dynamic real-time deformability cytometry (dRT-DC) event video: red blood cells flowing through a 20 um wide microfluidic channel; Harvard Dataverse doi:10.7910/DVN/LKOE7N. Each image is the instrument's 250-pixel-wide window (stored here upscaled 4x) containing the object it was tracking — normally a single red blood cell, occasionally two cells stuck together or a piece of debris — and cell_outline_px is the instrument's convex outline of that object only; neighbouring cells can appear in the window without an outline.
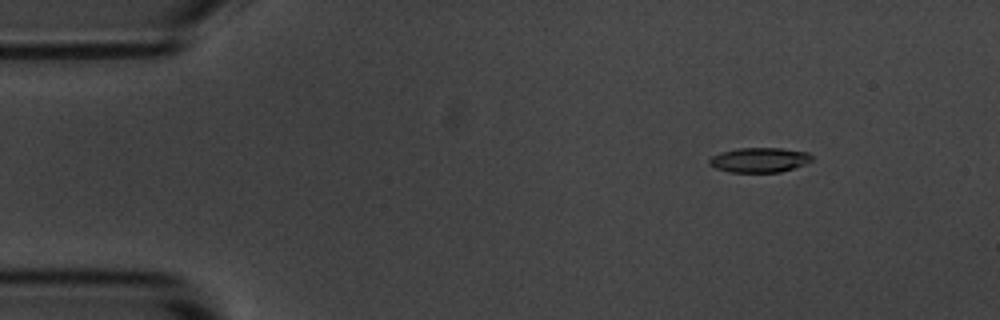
{"species": "common noctule bat (a hibernating species)", "species_latin": "Nyctalus noctula", "temperature_condition": "room temperature", "stored_images_in_passage": 11, "camera_frame_rate_fps": 3000, "um_per_image_px": 0.085, "animal": {"sex": "male", "body_mass_g": 20.1, "forearm_length_mm": 53.5}, "frame": {"image": 1, "passage_image": 2, "time_ms": 2.0, "image_size_px": [1000, 320], "cell_outline_px": [[812, 160], [804, 164], [780, 172], [728, 172], [716, 168], [708, 164], [708, 160], [712, 156], [720, 152], [736, 148], [780, 148], [808, 152], [812, 156]], "centroid_in_image_um": [64.51, 13.59], "position_along_channel_um": 20.5, "area_um2": 14.8}}
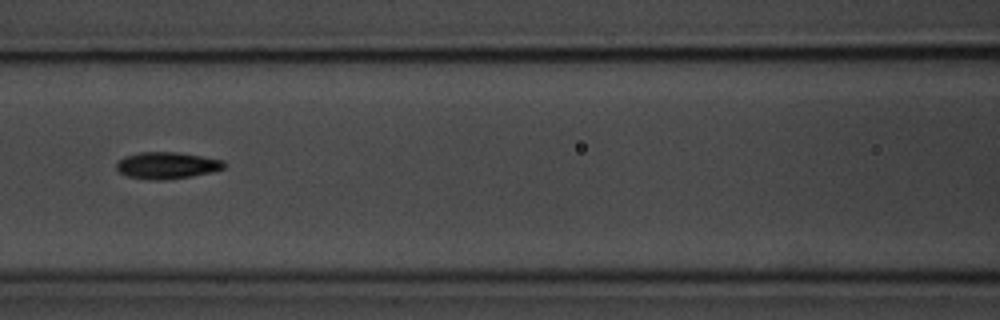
{"frame": {"image": 2, "passage_image": 7, "time_ms": 7.667, "image_size_px": [1000, 320], "cell_outline_px": [[224, 168], [212, 172], [192, 176], [168, 180], [148, 180], [128, 176], [120, 172], [116, 168], [116, 164], [124, 156], [140, 152], [176, 152], [224, 160]], "centroid_in_image_um": [14.18, 14.07], "position_along_channel_um": 152.4, "area_um2": 16.76}}
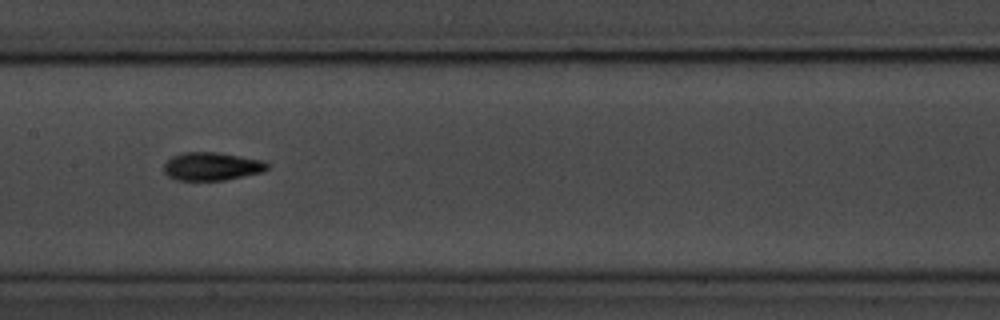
{"frame": {"image": 3, "passage_image": 8, "time_ms": 8.667, "image_size_px": [1000, 320], "cell_outline_px": [[268, 168], [264, 172], [224, 180], [176, 180], [168, 176], [164, 172], [164, 164], [172, 156], [184, 152], [216, 152], [264, 160], [268, 164]], "centroid_in_image_um": [18.01, 14.14], "position_along_channel_um": 189.4, "area_um2": 16.99}}